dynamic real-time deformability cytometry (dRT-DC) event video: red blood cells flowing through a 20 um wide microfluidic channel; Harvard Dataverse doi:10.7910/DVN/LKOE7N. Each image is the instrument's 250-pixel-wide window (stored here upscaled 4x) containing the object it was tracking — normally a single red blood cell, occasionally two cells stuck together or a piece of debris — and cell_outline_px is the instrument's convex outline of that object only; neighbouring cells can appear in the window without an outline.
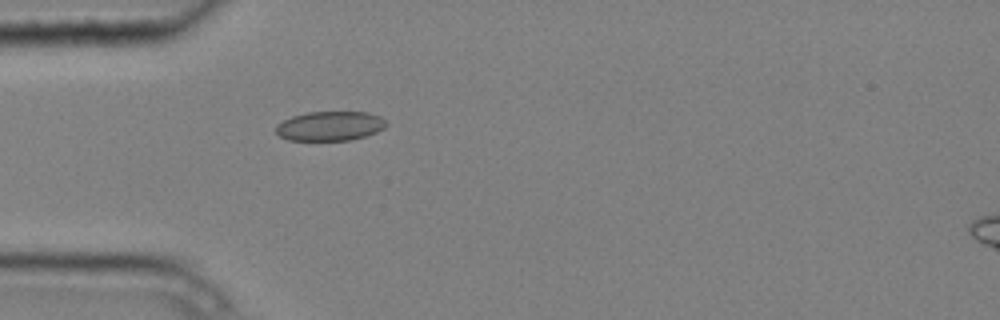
{"species": "common noctule bat (a hibernating species)", "species_latin": "Nyctalus noctula", "temperature_condition": "cold", "stored_images_in_passage": 1, "camera_frame_rate_fps": 3000, "um_per_image_px": 0.085, "animal": {"sex": "male", "body_mass_g": 20.4}, "frame": {"image": 1, "passage_image": 1, "time_ms": 0.0, "image_size_px": [1000, 320], "cell_outline_px": [[388, 124], [384, 128], [376, 132], [352, 140], [288, 140], [280, 136], [276, 132], [276, 124], [292, 116], [308, 112], [368, 112], [380, 116]], "centroid_in_image_um": [28.05, 10.71], "position_along_channel_um": 57.0, "area_um2": 18.9}}